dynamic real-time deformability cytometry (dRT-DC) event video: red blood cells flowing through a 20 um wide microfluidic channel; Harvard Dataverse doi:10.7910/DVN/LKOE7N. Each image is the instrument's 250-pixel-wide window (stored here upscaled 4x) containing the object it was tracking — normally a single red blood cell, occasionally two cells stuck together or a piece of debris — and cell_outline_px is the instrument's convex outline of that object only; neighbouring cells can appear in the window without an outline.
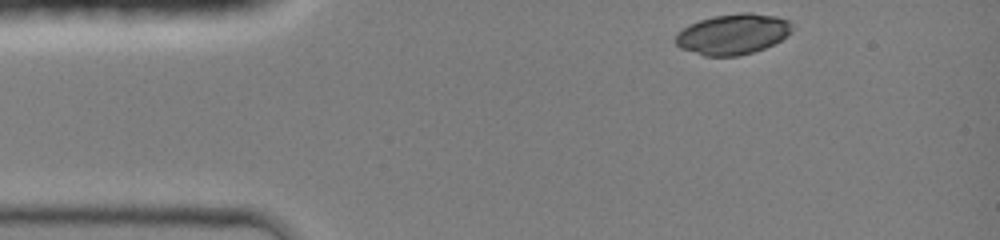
{"species": "common noctule bat (a hibernating species)", "species_latin": "Nyctalus noctula", "temperature_condition": "room temperature", "stored_images_in_passage": 3, "camera_frame_rate_fps": 3000, "um_per_image_px": 0.085, "animal": {"sex": "female", "body_mass_g": 19.0, "forearm_length_mm": 51.5}, "frame": {"image": 1, "passage_image": 1, "time_ms": 0.0, "image_size_px": [1000, 240], "cell_outline_px": [[792, 28], [780, 40], [764, 48], [752, 52], [736, 56], [704, 56], [680, 48], [676, 44], [676, 32], [700, 20], [712, 16], [740, 12], [752, 12], [776, 16], [788, 20], [792, 24]], "centroid_in_image_um": [62.27, 2.89], "position_along_channel_um": 22.7, "area_um2": 27.34}}